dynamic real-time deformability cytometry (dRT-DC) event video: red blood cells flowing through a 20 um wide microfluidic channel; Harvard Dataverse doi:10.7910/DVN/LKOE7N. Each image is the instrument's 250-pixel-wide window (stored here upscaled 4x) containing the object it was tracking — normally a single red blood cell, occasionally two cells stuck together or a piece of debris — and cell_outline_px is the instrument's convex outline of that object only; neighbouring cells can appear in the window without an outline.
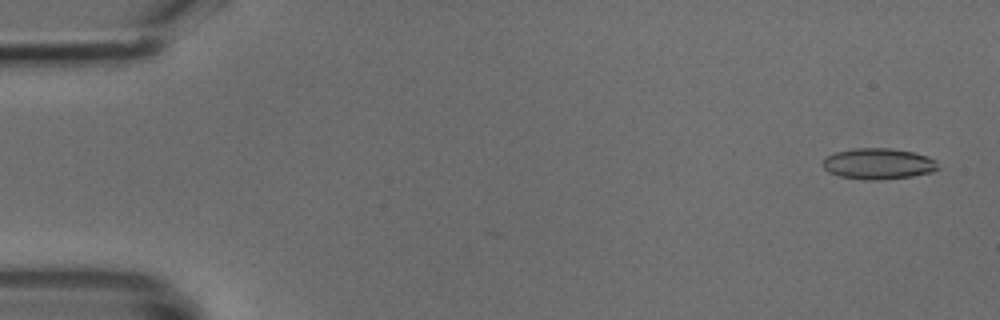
{"species": "common noctule bat (a hibernating species)", "species_latin": "Nyctalus noctula", "temperature_condition": "cold", "stored_images_in_passage": 15, "camera_frame_rate_fps": 3000, "um_per_image_px": 0.085, "animal": {"sex": "male", "body_mass_g": 18.8}, "frame": {"image": 1, "passage_image": 2, "time_ms": 0.333, "image_size_px": [1000, 320], "cell_outline_px": [[940, 168], [932, 172], [912, 176], [880, 180], [864, 180], [840, 176], [828, 172], [820, 164], [828, 156], [836, 152], [852, 148], [888, 148], [912, 152], [928, 156], [936, 160]], "centroid_in_image_um": [74.66, 13.92], "position_along_channel_um": 10.3, "area_um2": 20.92}}